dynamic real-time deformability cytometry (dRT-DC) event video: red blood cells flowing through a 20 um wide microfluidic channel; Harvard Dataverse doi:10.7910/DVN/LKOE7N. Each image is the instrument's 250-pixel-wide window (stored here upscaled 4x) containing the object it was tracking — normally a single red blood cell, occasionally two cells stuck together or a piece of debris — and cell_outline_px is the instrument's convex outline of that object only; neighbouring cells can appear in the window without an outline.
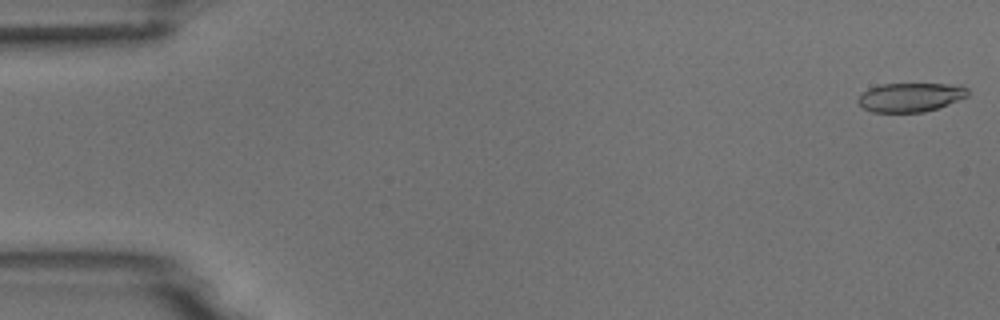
{"species": "common noctule bat (a hibernating species)", "species_latin": "Nyctalus noctula", "temperature_condition": "room temperature", "stored_images_in_passage": 5, "camera_frame_rate_fps": 3000, "um_per_image_px": 0.085, "animal": {"sex": "male", "body_mass_g": 18.8}, "frame": {"image": 1, "passage_image": 1, "time_ms": 0.0, "image_size_px": [1000, 320], "cell_outline_px": [[968, 96], [948, 104], [924, 112], [872, 112], [864, 108], [856, 100], [868, 88], [880, 84], [960, 84], [968, 88]], "centroid_in_image_um": [77.4, 8.25], "position_along_channel_um": 7.6, "area_um2": 18.5}}
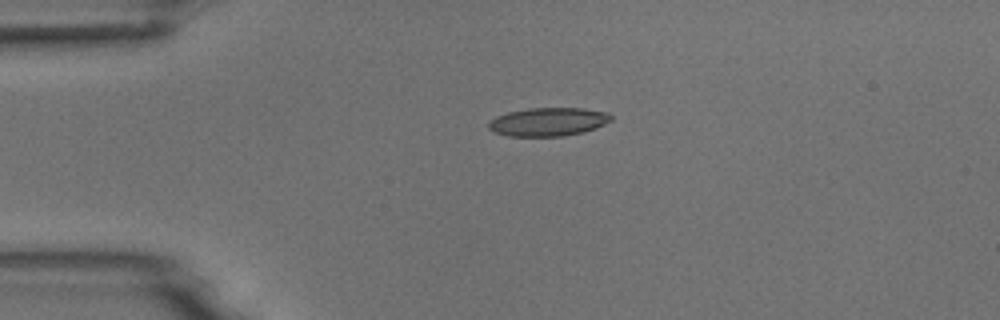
{"frame": {"image": 2, "passage_image": 4, "time_ms": 3.667, "image_size_px": [1000, 320], "cell_outline_px": [[612, 120], [596, 128], [584, 132], [564, 136], [508, 136], [492, 132], [488, 128], [488, 120], [496, 116], [508, 112], [528, 108], [584, 108], [608, 112], [612, 116]], "centroid_in_image_um": [46.58, 10.35], "position_along_channel_um": 38.4, "area_um2": 20.58}}